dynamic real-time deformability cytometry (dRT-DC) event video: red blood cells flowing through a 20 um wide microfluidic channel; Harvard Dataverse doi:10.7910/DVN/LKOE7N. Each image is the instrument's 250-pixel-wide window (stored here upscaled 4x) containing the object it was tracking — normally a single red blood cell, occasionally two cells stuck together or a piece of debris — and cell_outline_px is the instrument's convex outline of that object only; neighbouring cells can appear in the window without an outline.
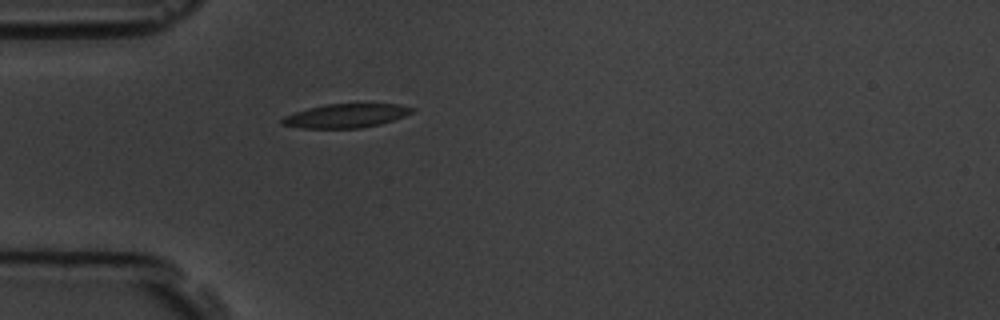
{"species": "common noctule bat (a hibernating species)", "species_latin": "Nyctalus noctula", "temperature_condition": "room temperature", "stored_images_in_passage": 41, "camera_frame_rate_fps": 3000, "um_per_image_px": 0.085, "animal": {"sex": "male", "body_mass_g": 19.5, "forearm_length_mm": 54.6}, "frame": {"image": 1, "passage_image": 1, "time_ms": 0.0, "image_size_px": [1000, 320], "cell_outline_px": [[416, 108], [412, 112], [404, 116], [380, 124], [360, 128], [304, 128], [280, 124], [280, 120], [284, 116], [308, 108], [328, 104], [396, 104]], "centroid_in_image_um": [29.39, 9.84], "position_along_channel_um": 55.6, "area_um2": 17.86}}
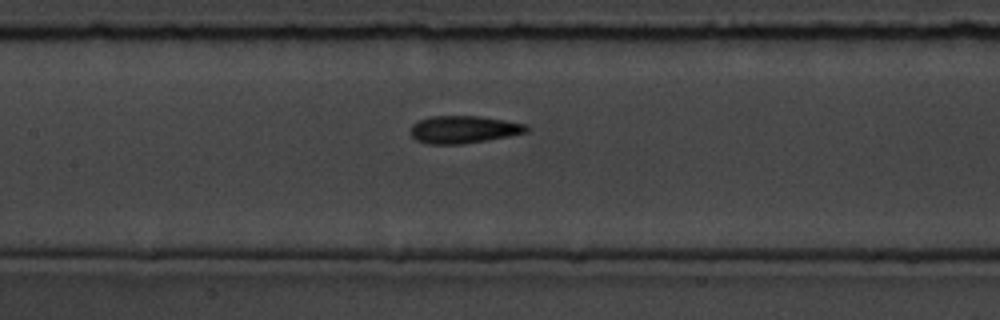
{"frame": {"image": 2, "passage_image": 11, "time_ms": 3.333, "image_size_px": [1000, 320], "cell_outline_px": [[528, 132], [508, 136], [460, 144], [428, 144], [416, 140], [412, 136], [412, 124], [420, 120], [432, 116], [480, 116], [528, 124]], "centroid_in_image_um": [39.42, 11.0], "position_along_channel_um": 168.0, "area_um2": 18.38}}
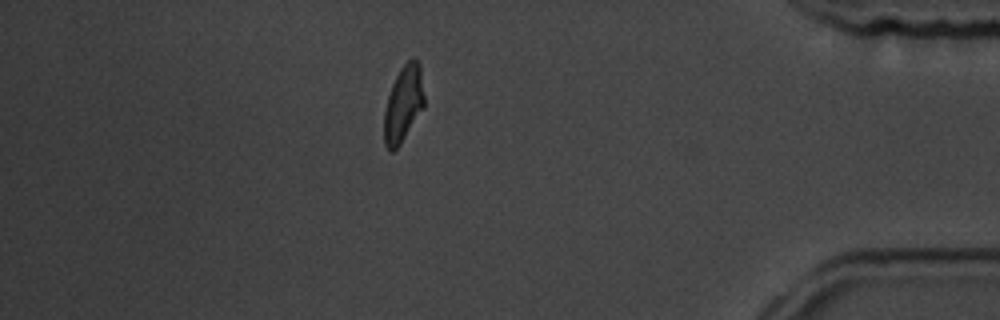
{"frame": {"image": 3, "passage_image": 34, "time_ms": 11.0, "image_size_px": [1000, 320], "cell_outline_px": [[424, 108], [400, 144], [392, 152], [388, 152], [384, 144], [384, 112], [388, 96], [392, 84], [400, 68], [412, 56], [420, 64], [424, 96]], "centroid_in_image_um": [34.28, 8.84], "position_along_channel_um": 400.9, "area_um2": 17.92}, "authors_computed_cell_mechanics": {"area_um2": 18.2648, "velocity_mm_per_s": 3.5516, "shape_relaxation_time_tau1_ms": 6.0495, "shape_relaxation_time_tau2_ms": 1.9763, "deformation_change_tau1": 0.1744, "deformation_change_tau2": 0.0991}}